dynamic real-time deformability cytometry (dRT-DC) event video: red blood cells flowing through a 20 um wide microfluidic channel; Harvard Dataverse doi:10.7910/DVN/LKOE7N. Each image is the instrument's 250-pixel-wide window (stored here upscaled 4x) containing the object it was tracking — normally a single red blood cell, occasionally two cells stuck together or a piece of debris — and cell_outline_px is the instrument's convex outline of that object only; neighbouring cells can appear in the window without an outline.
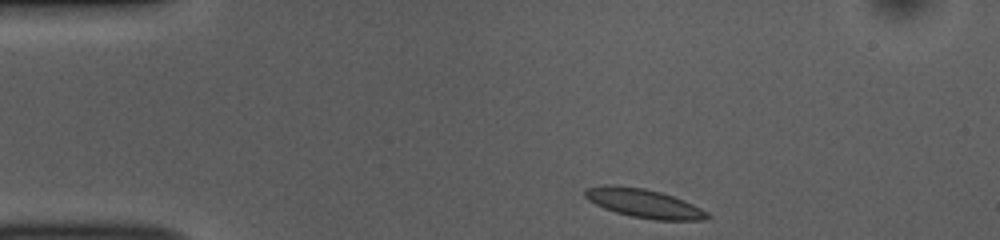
{"species": "common noctule bat (a hibernating species)", "species_latin": "Nyctalus noctula", "temperature_condition": "room temperature", "stored_images_in_passage": 43, "camera_frame_rate_fps": 3000, "um_per_image_px": 0.085, "animal": {"sex": "female", "body_mass_g": 10.0, "forearm_length_mm": 53.1}, "frame": {"image": 1, "passage_image": 1, "time_ms": 0.0, "image_size_px": [1000, 240], "cell_outline_px": [[712, 216], [704, 220], [656, 220], [632, 216], [616, 212], [604, 208], [588, 200], [584, 196], [584, 188], [604, 184], [612, 184], [644, 188], [660, 192], [684, 200], [708, 212]], "centroid_in_image_um": [54.71, 17.27], "position_along_channel_um": 30.3, "area_um2": 20.58}}
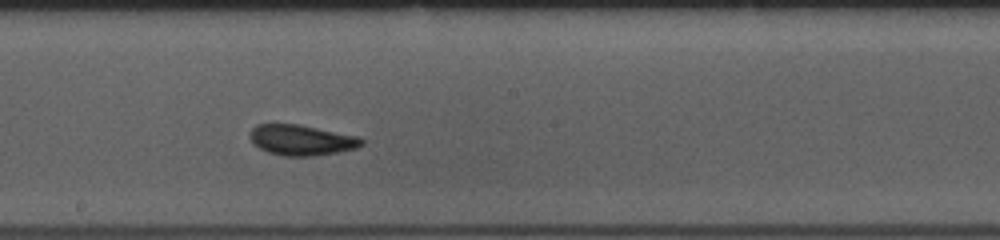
{"frame": {"image": 2, "passage_image": 20, "time_ms": 6.333, "image_size_px": [1000, 240], "cell_outline_px": [[364, 144], [356, 148], [340, 152], [312, 156], [284, 156], [268, 152], [252, 144], [248, 136], [252, 128], [256, 124], [300, 124], [356, 136], [364, 140]], "centroid_in_image_um": [25.59, 11.9], "position_along_channel_um": 222.6, "area_um2": 20.0}}
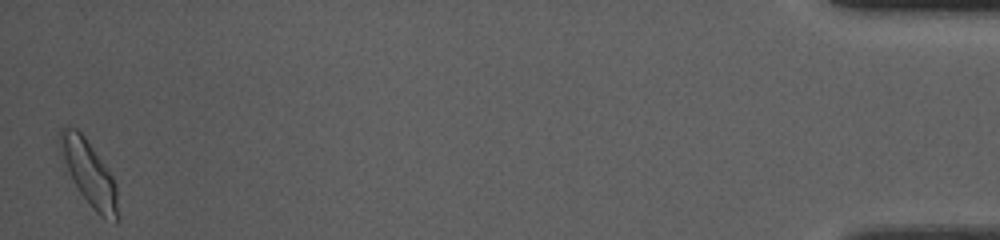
{"frame": {"image": 3, "passage_image": 43, "time_ms": 14.0, "image_size_px": [1000, 240], "cell_outline_px": [[120, 220], [116, 224], [100, 216], [92, 208], [80, 192], [60, 164], [60, 132], [64, 124], [68, 124], [76, 128], [84, 136], [112, 176], [116, 184]], "centroid_in_image_um": [7.55, 14.75], "position_along_channel_um": 427.7, "area_um2": 22.37}, "authors_computed_cell_mechanics": {"area_um2": 19.7098, "velocity_mm_per_s": 3.8379, "shape_relaxation_time_tau1_ms": 6.6895, "shape_relaxation_time_tau2_ms": 3.3024, "deformation_change_tau1": 0.1358, "deformation_change_tau2": 0.0741}}